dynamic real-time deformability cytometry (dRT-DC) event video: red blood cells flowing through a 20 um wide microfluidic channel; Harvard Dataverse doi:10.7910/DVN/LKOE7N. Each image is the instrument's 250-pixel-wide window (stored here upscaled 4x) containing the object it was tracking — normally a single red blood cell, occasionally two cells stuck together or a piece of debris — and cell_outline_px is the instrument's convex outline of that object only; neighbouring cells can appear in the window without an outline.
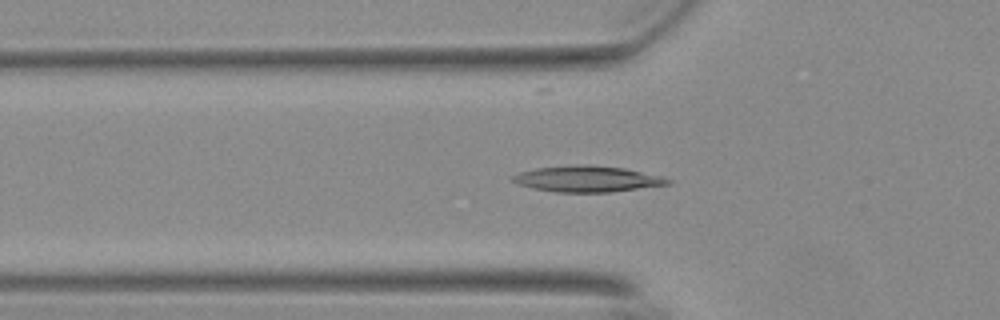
{"species": "Egyptian fruit bat (a non-hibernating species)", "species_latin": "Rousettus aegyptiacus", "temperature_condition": "warm", "stored_images_in_passage": 56, "camera_frame_rate_fps": 3000, "um_per_image_px": 0.085, "animal": {"sex": "female"}, "frame": {"image": 1, "passage_image": 19, "time_ms": 6.0, "image_size_px": [1000, 320], "cell_outline_px": [[672, 184], [612, 192], [556, 192], [532, 188], [520, 184], [512, 180], [508, 176], [520, 172], [536, 168], [580, 164], [624, 168], [660, 176], [672, 180]], "centroid_in_image_um": [49.91, 15.21], "position_along_channel_um": 75.9, "area_um2": 23.47}}
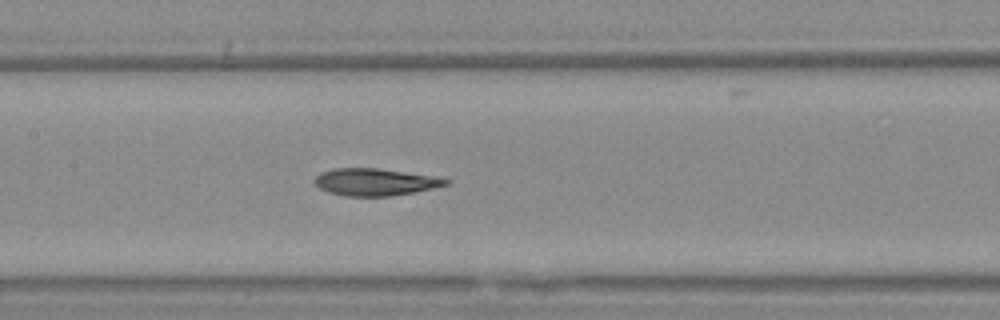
{"frame": {"image": 2, "passage_image": 27, "time_ms": 8.667, "image_size_px": [1000, 320], "cell_outline_px": [[452, 180], [448, 184], [416, 192], [392, 196], [344, 196], [328, 192], [320, 188], [312, 180], [320, 172], [336, 168], [376, 168], [436, 176]], "centroid_in_image_um": [31.88, 15.47], "position_along_channel_um": 175.5, "area_um2": 20.87}}
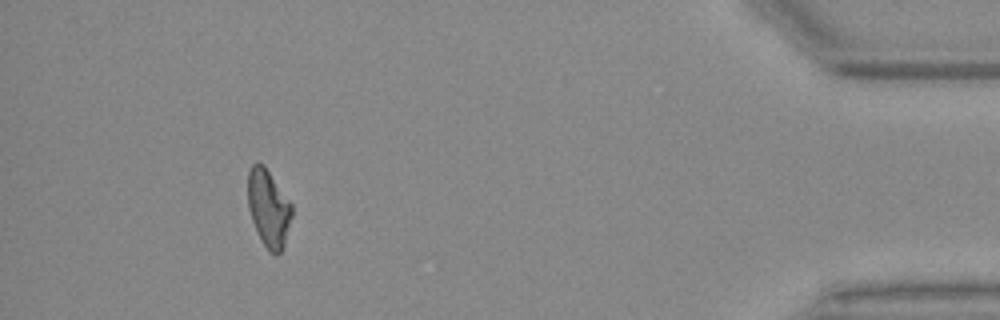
{"frame": {"image": 3, "passage_image": 51, "time_ms": 16.667, "image_size_px": [1000, 320], "cell_outline_px": [[292, 216], [284, 244], [280, 252], [276, 256], [268, 252], [252, 220], [248, 208], [248, 172], [252, 164], [264, 164], [292, 204]], "centroid_in_image_um": [22.83, 17.69], "position_along_channel_um": 412.4, "area_um2": 19.65}, "authors_computed_cell_mechanics": {"area_um2": 21.1548, "velocity_mm_per_s": 3.7136, "shape_relaxation_time_tau1_ms": 11.0981, "shape_relaxation_time_tau2_ms": 2.8918, "deformation_change_tau1": 0.292, "deformation_change_tau2": 0.113}}